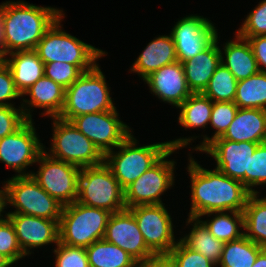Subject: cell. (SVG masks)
Returning <instances> with one entry per match:
<instances>
[{"instance_id": "obj_48", "label": "cell", "mask_w": 266, "mask_h": 267, "mask_svg": "<svg viewBox=\"0 0 266 267\" xmlns=\"http://www.w3.org/2000/svg\"><path fill=\"white\" fill-rule=\"evenodd\" d=\"M14 265L6 256L0 253V267H10Z\"/></svg>"}, {"instance_id": "obj_3", "label": "cell", "mask_w": 266, "mask_h": 267, "mask_svg": "<svg viewBox=\"0 0 266 267\" xmlns=\"http://www.w3.org/2000/svg\"><path fill=\"white\" fill-rule=\"evenodd\" d=\"M198 137L200 136L180 137L171 141L138 146L139 141L131 133L116 148L118 151L112 150L104 156V163L125 189L154 166L171 148L178 150L188 147Z\"/></svg>"}, {"instance_id": "obj_12", "label": "cell", "mask_w": 266, "mask_h": 267, "mask_svg": "<svg viewBox=\"0 0 266 267\" xmlns=\"http://www.w3.org/2000/svg\"><path fill=\"white\" fill-rule=\"evenodd\" d=\"M71 123L91 140L104 156L132 133L131 127L120 120L117 108L76 116Z\"/></svg>"}, {"instance_id": "obj_38", "label": "cell", "mask_w": 266, "mask_h": 267, "mask_svg": "<svg viewBox=\"0 0 266 267\" xmlns=\"http://www.w3.org/2000/svg\"><path fill=\"white\" fill-rule=\"evenodd\" d=\"M54 248V267H90L85 248L68 246L60 242Z\"/></svg>"}, {"instance_id": "obj_13", "label": "cell", "mask_w": 266, "mask_h": 267, "mask_svg": "<svg viewBox=\"0 0 266 267\" xmlns=\"http://www.w3.org/2000/svg\"><path fill=\"white\" fill-rule=\"evenodd\" d=\"M34 124V119L27 120L14 133L0 139V162L13 169L15 176H30L32 171L27 169L43 152Z\"/></svg>"}, {"instance_id": "obj_11", "label": "cell", "mask_w": 266, "mask_h": 267, "mask_svg": "<svg viewBox=\"0 0 266 267\" xmlns=\"http://www.w3.org/2000/svg\"><path fill=\"white\" fill-rule=\"evenodd\" d=\"M37 163L38 171L32 170L31 177L47 194L63 206L77 201L81 168L56 160L44 151L39 155Z\"/></svg>"}, {"instance_id": "obj_31", "label": "cell", "mask_w": 266, "mask_h": 267, "mask_svg": "<svg viewBox=\"0 0 266 267\" xmlns=\"http://www.w3.org/2000/svg\"><path fill=\"white\" fill-rule=\"evenodd\" d=\"M262 249L245 235L237 240L226 242L217 267H251Z\"/></svg>"}, {"instance_id": "obj_7", "label": "cell", "mask_w": 266, "mask_h": 267, "mask_svg": "<svg viewBox=\"0 0 266 267\" xmlns=\"http://www.w3.org/2000/svg\"><path fill=\"white\" fill-rule=\"evenodd\" d=\"M51 119L53 120L51 147L47 148V150L46 146L43 145V151L48 156L79 168L97 166L104 163V155L71 121H66L59 117Z\"/></svg>"}, {"instance_id": "obj_14", "label": "cell", "mask_w": 266, "mask_h": 267, "mask_svg": "<svg viewBox=\"0 0 266 267\" xmlns=\"http://www.w3.org/2000/svg\"><path fill=\"white\" fill-rule=\"evenodd\" d=\"M164 205L128 208L137 221L145 244L155 255L168 254L178 241L174 235L172 217Z\"/></svg>"}, {"instance_id": "obj_19", "label": "cell", "mask_w": 266, "mask_h": 267, "mask_svg": "<svg viewBox=\"0 0 266 267\" xmlns=\"http://www.w3.org/2000/svg\"><path fill=\"white\" fill-rule=\"evenodd\" d=\"M143 81L148 84L151 94L176 108L192 94L179 61L161 67Z\"/></svg>"}, {"instance_id": "obj_30", "label": "cell", "mask_w": 266, "mask_h": 267, "mask_svg": "<svg viewBox=\"0 0 266 267\" xmlns=\"http://www.w3.org/2000/svg\"><path fill=\"white\" fill-rule=\"evenodd\" d=\"M213 101L202 93H192L177 109L178 123L186 129L208 128Z\"/></svg>"}, {"instance_id": "obj_18", "label": "cell", "mask_w": 266, "mask_h": 267, "mask_svg": "<svg viewBox=\"0 0 266 267\" xmlns=\"http://www.w3.org/2000/svg\"><path fill=\"white\" fill-rule=\"evenodd\" d=\"M7 217L14 226L19 245L25 256L34 253L32 252L34 248L59 243V220L21 213H7Z\"/></svg>"}, {"instance_id": "obj_21", "label": "cell", "mask_w": 266, "mask_h": 267, "mask_svg": "<svg viewBox=\"0 0 266 267\" xmlns=\"http://www.w3.org/2000/svg\"><path fill=\"white\" fill-rule=\"evenodd\" d=\"M175 43L171 34L159 35L150 41L132 63L129 71L138 74L141 80L163 66L177 62Z\"/></svg>"}, {"instance_id": "obj_35", "label": "cell", "mask_w": 266, "mask_h": 267, "mask_svg": "<svg viewBox=\"0 0 266 267\" xmlns=\"http://www.w3.org/2000/svg\"><path fill=\"white\" fill-rule=\"evenodd\" d=\"M0 253L6 256L13 264L25 258L14 226L8 217L0 220Z\"/></svg>"}, {"instance_id": "obj_29", "label": "cell", "mask_w": 266, "mask_h": 267, "mask_svg": "<svg viewBox=\"0 0 266 267\" xmlns=\"http://www.w3.org/2000/svg\"><path fill=\"white\" fill-rule=\"evenodd\" d=\"M244 235L262 248H266V200L260 193L247 199L243 210Z\"/></svg>"}, {"instance_id": "obj_45", "label": "cell", "mask_w": 266, "mask_h": 267, "mask_svg": "<svg viewBox=\"0 0 266 267\" xmlns=\"http://www.w3.org/2000/svg\"><path fill=\"white\" fill-rule=\"evenodd\" d=\"M2 189H0V220L4 219L7 217L5 209H7V189H6V184L5 181L2 182ZM5 213V216H3Z\"/></svg>"}, {"instance_id": "obj_10", "label": "cell", "mask_w": 266, "mask_h": 267, "mask_svg": "<svg viewBox=\"0 0 266 267\" xmlns=\"http://www.w3.org/2000/svg\"><path fill=\"white\" fill-rule=\"evenodd\" d=\"M177 149H170L154 166L145 171L137 180L124 189L126 209L138 205L163 204L161 196L174 187V159H167Z\"/></svg>"}, {"instance_id": "obj_42", "label": "cell", "mask_w": 266, "mask_h": 267, "mask_svg": "<svg viewBox=\"0 0 266 267\" xmlns=\"http://www.w3.org/2000/svg\"><path fill=\"white\" fill-rule=\"evenodd\" d=\"M19 97L21 99L22 95L15 87L10 68L5 61L0 62V106L16 107L11 100Z\"/></svg>"}, {"instance_id": "obj_17", "label": "cell", "mask_w": 266, "mask_h": 267, "mask_svg": "<svg viewBox=\"0 0 266 267\" xmlns=\"http://www.w3.org/2000/svg\"><path fill=\"white\" fill-rule=\"evenodd\" d=\"M103 239L119 246L138 263L155 255L145 244L137 221L128 209L111 214Z\"/></svg>"}, {"instance_id": "obj_15", "label": "cell", "mask_w": 266, "mask_h": 267, "mask_svg": "<svg viewBox=\"0 0 266 267\" xmlns=\"http://www.w3.org/2000/svg\"><path fill=\"white\" fill-rule=\"evenodd\" d=\"M171 30L177 60L181 63L208 48L218 35L211 20L195 14L179 19Z\"/></svg>"}, {"instance_id": "obj_40", "label": "cell", "mask_w": 266, "mask_h": 267, "mask_svg": "<svg viewBox=\"0 0 266 267\" xmlns=\"http://www.w3.org/2000/svg\"><path fill=\"white\" fill-rule=\"evenodd\" d=\"M83 72L67 62H51L44 65V76L60 84L65 89L75 82Z\"/></svg>"}, {"instance_id": "obj_32", "label": "cell", "mask_w": 266, "mask_h": 267, "mask_svg": "<svg viewBox=\"0 0 266 267\" xmlns=\"http://www.w3.org/2000/svg\"><path fill=\"white\" fill-rule=\"evenodd\" d=\"M234 102L238 108L266 110V72L238 81Z\"/></svg>"}, {"instance_id": "obj_33", "label": "cell", "mask_w": 266, "mask_h": 267, "mask_svg": "<svg viewBox=\"0 0 266 267\" xmlns=\"http://www.w3.org/2000/svg\"><path fill=\"white\" fill-rule=\"evenodd\" d=\"M237 83L232 72L223 63H220L202 94L213 102H234Z\"/></svg>"}, {"instance_id": "obj_22", "label": "cell", "mask_w": 266, "mask_h": 267, "mask_svg": "<svg viewBox=\"0 0 266 267\" xmlns=\"http://www.w3.org/2000/svg\"><path fill=\"white\" fill-rule=\"evenodd\" d=\"M220 36L205 50L182 62L184 74L192 93H202L210 78L221 63V52L218 40Z\"/></svg>"}, {"instance_id": "obj_2", "label": "cell", "mask_w": 266, "mask_h": 267, "mask_svg": "<svg viewBox=\"0 0 266 267\" xmlns=\"http://www.w3.org/2000/svg\"><path fill=\"white\" fill-rule=\"evenodd\" d=\"M2 16V51L4 56L15 51L35 50L38 42L62 9L37 6L23 0L0 4Z\"/></svg>"}, {"instance_id": "obj_23", "label": "cell", "mask_w": 266, "mask_h": 267, "mask_svg": "<svg viewBox=\"0 0 266 267\" xmlns=\"http://www.w3.org/2000/svg\"><path fill=\"white\" fill-rule=\"evenodd\" d=\"M218 138L235 142H266V110L238 108L234 120Z\"/></svg>"}, {"instance_id": "obj_39", "label": "cell", "mask_w": 266, "mask_h": 267, "mask_svg": "<svg viewBox=\"0 0 266 267\" xmlns=\"http://www.w3.org/2000/svg\"><path fill=\"white\" fill-rule=\"evenodd\" d=\"M266 186V142L257 146L249 163V192L260 193L255 188ZM255 187V188H253Z\"/></svg>"}, {"instance_id": "obj_44", "label": "cell", "mask_w": 266, "mask_h": 267, "mask_svg": "<svg viewBox=\"0 0 266 267\" xmlns=\"http://www.w3.org/2000/svg\"><path fill=\"white\" fill-rule=\"evenodd\" d=\"M137 267H176V264L168 254H158L139 262Z\"/></svg>"}, {"instance_id": "obj_27", "label": "cell", "mask_w": 266, "mask_h": 267, "mask_svg": "<svg viewBox=\"0 0 266 267\" xmlns=\"http://www.w3.org/2000/svg\"><path fill=\"white\" fill-rule=\"evenodd\" d=\"M202 216H211L212 218L210 220H202ZM199 219L204 223L213 237L222 241L223 243L234 241L244 236L243 212H210L201 215Z\"/></svg>"}, {"instance_id": "obj_37", "label": "cell", "mask_w": 266, "mask_h": 267, "mask_svg": "<svg viewBox=\"0 0 266 267\" xmlns=\"http://www.w3.org/2000/svg\"><path fill=\"white\" fill-rule=\"evenodd\" d=\"M236 33L243 38L266 35V0L250 11Z\"/></svg>"}, {"instance_id": "obj_4", "label": "cell", "mask_w": 266, "mask_h": 267, "mask_svg": "<svg viewBox=\"0 0 266 267\" xmlns=\"http://www.w3.org/2000/svg\"><path fill=\"white\" fill-rule=\"evenodd\" d=\"M65 12L46 30L35 51L43 63L67 62L82 72L91 70L107 52L80 40L64 31L62 19Z\"/></svg>"}, {"instance_id": "obj_16", "label": "cell", "mask_w": 266, "mask_h": 267, "mask_svg": "<svg viewBox=\"0 0 266 267\" xmlns=\"http://www.w3.org/2000/svg\"><path fill=\"white\" fill-rule=\"evenodd\" d=\"M261 143L235 142L215 138L201 152L207 153L216 162L215 169L241 183L249 191V163Z\"/></svg>"}, {"instance_id": "obj_24", "label": "cell", "mask_w": 266, "mask_h": 267, "mask_svg": "<svg viewBox=\"0 0 266 267\" xmlns=\"http://www.w3.org/2000/svg\"><path fill=\"white\" fill-rule=\"evenodd\" d=\"M234 35L233 40L226 41L223 48H220L221 63L232 72L237 81H240L257 74L259 69L248 40L236 32Z\"/></svg>"}, {"instance_id": "obj_26", "label": "cell", "mask_w": 266, "mask_h": 267, "mask_svg": "<svg viewBox=\"0 0 266 267\" xmlns=\"http://www.w3.org/2000/svg\"><path fill=\"white\" fill-rule=\"evenodd\" d=\"M186 226L192 225L190 232L179 238L187 247L199 252L216 265L219 263L224 243L209 232L204 223L196 217H189Z\"/></svg>"}, {"instance_id": "obj_25", "label": "cell", "mask_w": 266, "mask_h": 267, "mask_svg": "<svg viewBox=\"0 0 266 267\" xmlns=\"http://www.w3.org/2000/svg\"><path fill=\"white\" fill-rule=\"evenodd\" d=\"M9 56V57H7ZM21 95L44 76V63L35 50L15 51L4 57Z\"/></svg>"}, {"instance_id": "obj_9", "label": "cell", "mask_w": 266, "mask_h": 267, "mask_svg": "<svg viewBox=\"0 0 266 267\" xmlns=\"http://www.w3.org/2000/svg\"><path fill=\"white\" fill-rule=\"evenodd\" d=\"M7 205L24 215L42 217L49 220H60L63 205L47 194L30 176H12L5 180Z\"/></svg>"}, {"instance_id": "obj_41", "label": "cell", "mask_w": 266, "mask_h": 267, "mask_svg": "<svg viewBox=\"0 0 266 267\" xmlns=\"http://www.w3.org/2000/svg\"><path fill=\"white\" fill-rule=\"evenodd\" d=\"M26 121L21 105L18 108L0 106V139L14 133Z\"/></svg>"}, {"instance_id": "obj_1", "label": "cell", "mask_w": 266, "mask_h": 267, "mask_svg": "<svg viewBox=\"0 0 266 267\" xmlns=\"http://www.w3.org/2000/svg\"><path fill=\"white\" fill-rule=\"evenodd\" d=\"M191 207L189 217L219 211L243 212L250 192L241 181L228 177L217 169H206L188 154Z\"/></svg>"}, {"instance_id": "obj_6", "label": "cell", "mask_w": 266, "mask_h": 267, "mask_svg": "<svg viewBox=\"0 0 266 267\" xmlns=\"http://www.w3.org/2000/svg\"><path fill=\"white\" fill-rule=\"evenodd\" d=\"M111 212L77 201L63 206L59 220V242L87 248L104 237Z\"/></svg>"}, {"instance_id": "obj_34", "label": "cell", "mask_w": 266, "mask_h": 267, "mask_svg": "<svg viewBox=\"0 0 266 267\" xmlns=\"http://www.w3.org/2000/svg\"><path fill=\"white\" fill-rule=\"evenodd\" d=\"M238 107L235 102H213L212 113L210 117L209 125L215 129L214 134L210 137L208 135L203 136V141L196 145L192 150L202 151L212 140L221 137L234 120Z\"/></svg>"}, {"instance_id": "obj_20", "label": "cell", "mask_w": 266, "mask_h": 267, "mask_svg": "<svg viewBox=\"0 0 266 267\" xmlns=\"http://www.w3.org/2000/svg\"><path fill=\"white\" fill-rule=\"evenodd\" d=\"M29 96V99L23 98ZM20 102L24 116L33 120L34 108H41L43 116L48 118L59 117L65 103V88L48 77H41L22 94ZM33 109V110H32Z\"/></svg>"}, {"instance_id": "obj_47", "label": "cell", "mask_w": 266, "mask_h": 267, "mask_svg": "<svg viewBox=\"0 0 266 267\" xmlns=\"http://www.w3.org/2000/svg\"><path fill=\"white\" fill-rule=\"evenodd\" d=\"M4 54L2 51V16H1V7H0V62L4 61Z\"/></svg>"}, {"instance_id": "obj_5", "label": "cell", "mask_w": 266, "mask_h": 267, "mask_svg": "<svg viewBox=\"0 0 266 267\" xmlns=\"http://www.w3.org/2000/svg\"><path fill=\"white\" fill-rule=\"evenodd\" d=\"M97 63L65 89V103L59 118L71 121L76 116L114 110L111 89Z\"/></svg>"}, {"instance_id": "obj_8", "label": "cell", "mask_w": 266, "mask_h": 267, "mask_svg": "<svg viewBox=\"0 0 266 267\" xmlns=\"http://www.w3.org/2000/svg\"><path fill=\"white\" fill-rule=\"evenodd\" d=\"M77 202L111 213L126 209L124 189L105 163L81 168Z\"/></svg>"}, {"instance_id": "obj_46", "label": "cell", "mask_w": 266, "mask_h": 267, "mask_svg": "<svg viewBox=\"0 0 266 267\" xmlns=\"http://www.w3.org/2000/svg\"><path fill=\"white\" fill-rule=\"evenodd\" d=\"M251 267H266V248H263L259 252L255 260V263Z\"/></svg>"}, {"instance_id": "obj_36", "label": "cell", "mask_w": 266, "mask_h": 267, "mask_svg": "<svg viewBox=\"0 0 266 267\" xmlns=\"http://www.w3.org/2000/svg\"><path fill=\"white\" fill-rule=\"evenodd\" d=\"M168 255L176 267H217L204 255L187 247L180 239Z\"/></svg>"}, {"instance_id": "obj_43", "label": "cell", "mask_w": 266, "mask_h": 267, "mask_svg": "<svg viewBox=\"0 0 266 267\" xmlns=\"http://www.w3.org/2000/svg\"><path fill=\"white\" fill-rule=\"evenodd\" d=\"M248 40L259 71L266 72V35L245 38Z\"/></svg>"}, {"instance_id": "obj_28", "label": "cell", "mask_w": 266, "mask_h": 267, "mask_svg": "<svg viewBox=\"0 0 266 267\" xmlns=\"http://www.w3.org/2000/svg\"><path fill=\"white\" fill-rule=\"evenodd\" d=\"M85 249L90 267H137L138 264L130 254L105 239L97 240Z\"/></svg>"}]
</instances>
